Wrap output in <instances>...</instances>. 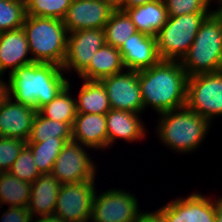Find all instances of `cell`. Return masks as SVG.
<instances>
[{
    "label": "cell",
    "instance_id": "obj_4",
    "mask_svg": "<svg viewBox=\"0 0 222 222\" xmlns=\"http://www.w3.org/2000/svg\"><path fill=\"white\" fill-rule=\"evenodd\" d=\"M22 28L33 62L62 67L68 41V31L63 20L26 15Z\"/></svg>",
    "mask_w": 222,
    "mask_h": 222
},
{
    "label": "cell",
    "instance_id": "obj_16",
    "mask_svg": "<svg viewBox=\"0 0 222 222\" xmlns=\"http://www.w3.org/2000/svg\"><path fill=\"white\" fill-rule=\"evenodd\" d=\"M37 110L9 97L0 107V137L28 140Z\"/></svg>",
    "mask_w": 222,
    "mask_h": 222
},
{
    "label": "cell",
    "instance_id": "obj_11",
    "mask_svg": "<svg viewBox=\"0 0 222 222\" xmlns=\"http://www.w3.org/2000/svg\"><path fill=\"white\" fill-rule=\"evenodd\" d=\"M216 198L198 191L177 197L158 210L165 222H215Z\"/></svg>",
    "mask_w": 222,
    "mask_h": 222
},
{
    "label": "cell",
    "instance_id": "obj_8",
    "mask_svg": "<svg viewBox=\"0 0 222 222\" xmlns=\"http://www.w3.org/2000/svg\"><path fill=\"white\" fill-rule=\"evenodd\" d=\"M135 194L122 188H110L94 194L89 222H136L142 210Z\"/></svg>",
    "mask_w": 222,
    "mask_h": 222
},
{
    "label": "cell",
    "instance_id": "obj_35",
    "mask_svg": "<svg viewBox=\"0 0 222 222\" xmlns=\"http://www.w3.org/2000/svg\"><path fill=\"white\" fill-rule=\"evenodd\" d=\"M136 222H165L161 212L156 209L154 212L141 211L137 217Z\"/></svg>",
    "mask_w": 222,
    "mask_h": 222
},
{
    "label": "cell",
    "instance_id": "obj_34",
    "mask_svg": "<svg viewBox=\"0 0 222 222\" xmlns=\"http://www.w3.org/2000/svg\"><path fill=\"white\" fill-rule=\"evenodd\" d=\"M5 211V212H4ZM0 215V222H31L32 216L27 207H8Z\"/></svg>",
    "mask_w": 222,
    "mask_h": 222
},
{
    "label": "cell",
    "instance_id": "obj_38",
    "mask_svg": "<svg viewBox=\"0 0 222 222\" xmlns=\"http://www.w3.org/2000/svg\"><path fill=\"white\" fill-rule=\"evenodd\" d=\"M31 222H67L64 219L59 218L55 214L42 215L32 218Z\"/></svg>",
    "mask_w": 222,
    "mask_h": 222
},
{
    "label": "cell",
    "instance_id": "obj_31",
    "mask_svg": "<svg viewBox=\"0 0 222 222\" xmlns=\"http://www.w3.org/2000/svg\"><path fill=\"white\" fill-rule=\"evenodd\" d=\"M8 172L30 184L41 174L34 162L33 153L27 145L22 148L18 158L14 161Z\"/></svg>",
    "mask_w": 222,
    "mask_h": 222
},
{
    "label": "cell",
    "instance_id": "obj_1",
    "mask_svg": "<svg viewBox=\"0 0 222 222\" xmlns=\"http://www.w3.org/2000/svg\"><path fill=\"white\" fill-rule=\"evenodd\" d=\"M188 76L179 61L161 60L138 71L144 110L150 107L157 114L179 109L186 104Z\"/></svg>",
    "mask_w": 222,
    "mask_h": 222
},
{
    "label": "cell",
    "instance_id": "obj_22",
    "mask_svg": "<svg viewBox=\"0 0 222 222\" xmlns=\"http://www.w3.org/2000/svg\"><path fill=\"white\" fill-rule=\"evenodd\" d=\"M136 30L156 37L168 19L163 0H153L144 5L125 10Z\"/></svg>",
    "mask_w": 222,
    "mask_h": 222
},
{
    "label": "cell",
    "instance_id": "obj_37",
    "mask_svg": "<svg viewBox=\"0 0 222 222\" xmlns=\"http://www.w3.org/2000/svg\"><path fill=\"white\" fill-rule=\"evenodd\" d=\"M153 0H123L121 5L117 8L121 11H125L128 8H134L137 6L144 5L148 2H151Z\"/></svg>",
    "mask_w": 222,
    "mask_h": 222
},
{
    "label": "cell",
    "instance_id": "obj_20",
    "mask_svg": "<svg viewBox=\"0 0 222 222\" xmlns=\"http://www.w3.org/2000/svg\"><path fill=\"white\" fill-rule=\"evenodd\" d=\"M61 183L51 173L40 174L31 184L28 210L32 216L54 214Z\"/></svg>",
    "mask_w": 222,
    "mask_h": 222
},
{
    "label": "cell",
    "instance_id": "obj_27",
    "mask_svg": "<svg viewBox=\"0 0 222 222\" xmlns=\"http://www.w3.org/2000/svg\"><path fill=\"white\" fill-rule=\"evenodd\" d=\"M106 44L120 48L132 34L136 33V27L125 11L116 9L109 21L105 24Z\"/></svg>",
    "mask_w": 222,
    "mask_h": 222
},
{
    "label": "cell",
    "instance_id": "obj_41",
    "mask_svg": "<svg viewBox=\"0 0 222 222\" xmlns=\"http://www.w3.org/2000/svg\"><path fill=\"white\" fill-rule=\"evenodd\" d=\"M213 12L220 18L222 23V7H217V9H213Z\"/></svg>",
    "mask_w": 222,
    "mask_h": 222
},
{
    "label": "cell",
    "instance_id": "obj_10",
    "mask_svg": "<svg viewBox=\"0 0 222 222\" xmlns=\"http://www.w3.org/2000/svg\"><path fill=\"white\" fill-rule=\"evenodd\" d=\"M95 186V180L61 184L54 214L67 222H89Z\"/></svg>",
    "mask_w": 222,
    "mask_h": 222
},
{
    "label": "cell",
    "instance_id": "obj_7",
    "mask_svg": "<svg viewBox=\"0 0 222 222\" xmlns=\"http://www.w3.org/2000/svg\"><path fill=\"white\" fill-rule=\"evenodd\" d=\"M185 106L211 123L222 116V71L188 77Z\"/></svg>",
    "mask_w": 222,
    "mask_h": 222
},
{
    "label": "cell",
    "instance_id": "obj_14",
    "mask_svg": "<svg viewBox=\"0 0 222 222\" xmlns=\"http://www.w3.org/2000/svg\"><path fill=\"white\" fill-rule=\"evenodd\" d=\"M116 8L104 0H72L63 24L68 33L82 29H104Z\"/></svg>",
    "mask_w": 222,
    "mask_h": 222
},
{
    "label": "cell",
    "instance_id": "obj_13",
    "mask_svg": "<svg viewBox=\"0 0 222 222\" xmlns=\"http://www.w3.org/2000/svg\"><path fill=\"white\" fill-rule=\"evenodd\" d=\"M108 95L111 109L144 113L138 71L125 70L100 81Z\"/></svg>",
    "mask_w": 222,
    "mask_h": 222
},
{
    "label": "cell",
    "instance_id": "obj_9",
    "mask_svg": "<svg viewBox=\"0 0 222 222\" xmlns=\"http://www.w3.org/2000/svg\"><path fill=\"white\" fill-rule=\"evenodd\" d=\"M86 149L93 150L74 141L67 142L59 153L51 174L61 184L95 180L97 165Z\"/></svg>",
    "mask_w": 222,
    "mask_h": 222
},
{
    "label": "cell",
    "instance_id": "obj_6",
    "mask_svg": "<svg viewBox=\"0 0 222 222\" xmlns=\"http://www.w3.org/2000/svg\"><path fill=\"white\" fill-rule=\"evenodd\" d=\"M212 12H195L168 17L156 35L157 50L161 60L180 61L187 53L201 23Z\"/></svg>",
    "mask_w": 222,
    "mask_h": 222
},
{
    "label": "cell",
    "instance_id": "obj_33",
    "mask_svg": "<svg viewBox=\"0 0 222 222\" xmlns=\"http://www.w3.org/2000/svg\"><path fill=\"white\" fill-rule=\"evenodd\" d=\"M25 145L21 139L0 137V173L8 172Z\"/></svg>",
    "mask_w": 222,
    "mask_h": 222
},
{
    "label": "cell",
    "instance_id": "obj_29",
    "mask_svg": "<svg viewBox=\"0 0 222 222\" xmlns=\"http://www.w3.org/2000/svg\"><path fill=\"white\" fill-rule=\"evenodd\" d=\"M72 0H28L26 14L63 20Z\"/></svg>",
    "mask_w": 222,
    "mask_h": 222
},
{
    "label": "cell",
    "instance_id": "obj_24",
    "mask_svg": "<svg viewBox=\"0 0 222 222\" xmlns=\"http://www.w3.org/2000/svg\"><path fill=\"white\" fill-rule=\"evenodd\" d=\"M70 82L68 81V85L50 103L38 110L43 117L73 125L77 112L76 98L70 89Z\"/></svg>",
    "mask_w": 222,
    "mask_h": 222
},
{
    "label": "cell",
    "instance_id": "obj_42",
    "mask_svg": "<svg viewBox=\"0 0 222 222\" xmlns=\"http://www.w3.org/2000/svg\"><path fill=\"white\" fill-rule=\"evenodd\" d=\"M210 1H211V3H212V2H213L214 4L216 3L218 7H222V0H214L215 2H214L213 0H210Z\"/></svg>",
    "mask_w": 222,
    "mask_h": 222
},
{
    "label": "cell",
    "instance_id": "obj_19",
    "mask_svg": "<svg viewBox=\"0 0 222 222\" xmlns=\"http://www.w3.org/2000/svg\"><path fill=\"white\" fill-rule=\"evenodd\" d=\"M72 141L97 151L108 149L106 114L77 113L72 125Z\"/></svg>",
    "mask_w": 222,
    "mask_h": 222
},
{
    "label": "cell",
    "instance_id": "obj_26",
    "mask_svg": "<svg viewBox=\"0 0 222 222\" xmlns=\"http://www.w3.org/2000/svg\"><path fill=\"white\" fill-rule=\"evenodd\" d=\"M65 139L72 141V125L43 117L38 111L34 116L27 142Z\"/></svg>",
    "mask_w": 222,
    "mask_h": 222
},
{
    "label": "cell",
    "instance_id": "obj_21",
    "mask_svg": "<svg viewBox=\"0 0 222 222\" xmlns=\"http://www.w3.org/2000/svg\"><path fill=\"white\" fill-rule=\"evenodd\" d=\"M118 48L105 44L97 50L89 65L78 75L80 79L101 81L103 78L125 71Z\"/></svg>",
    "mask_w": 222,
    "mask_h": 222
},
{
    "label": "cell",
    "instance_id": "obj_25",
    "mask_svg": "<svg viewBox=\"0 0 222 222\" xmlns=\"http://www.w3.org/2000/svg\"><path fill=\"white\" fill-rule=\"evenodd\" d=\"M31 184L18 179L9 172L0 173V208L28 207Z\"/></svg>",
    "mask_w": 222,
    "mask_h": 222
},
{
    "label": "cell",
    "instance_id": "obj_43",
    "mask_svg": "<svg viewBox=\"0 0 222 222\" xmlns=\"http://www.w3.org/2000/svg\"><path fill=\"white\" fill-rule=\"evenodd\" d=\"M12 1L20 2L23 3L24 5H26L28 2V0H12Z\"/></svg>",
    "mask_w": 222,
    "mask_h": 222
},
{
    "label": "cell",
    "instance_id": "obj_23",
    "mask_svg": "<svg viewBox=\"0 0 222 222\" xmlns=\"http://www.w3.org/2000/svg\"><path fill=\"white\" fill-rule=\"evenodd\" d=\"M82 80L76 98V112L106 114L110 109L108 95L100 81Z\"/></svg>",
    "mask_w": 222,
    "mask_h": 222
},
{
    "label": "cell",
    "instance_id": "obj_2",
    "mask_svg": "<svg viewBox=\"0 0 222 222\" xmlns=\"http://www.w3.org/2000/svg\"><path fill=\"white\" fill-rule=\"evenodd\" d=\"M62 67L52 63H32L15 69L8 76L9 97L37 111L50 103L67 85Z\"/></svg>",
    "mask_w": 222,
    "mask_h": 222
},
{
    "label": "cell",
    "instance_id": "obj_30",
    "mask_svg": "<svg viewBox=\"0 0 222 222\" xmlns=\"http://www.w3.org/2000/svg\"><path fill=\"white\" fill-rule=\"evenodd\" d=\"M26 6L12 0H0V33L22 28Z\"/></svg>",
    "mask_w": 222,
    "mask_h": 222
},
{
    "label": "cell",
    "instance_id": "obj_3",
    "mask_svg": "<svg viewBox=\"0 0 222 222\" xmlns=\"http://www.w3.org/2000/svg\"><path fill=\"white\" fill-rule=\"evenodd\" d=\"M158 117L156 137L178 155L193 153L201 147L212 126L186 106L158 114Z\"/></svg>",
    "mask_w": 222,
    "mask_h": 222
},
{
    "label": "cell",
    "instance_id": "obj_40",
    "mask_svg": "<svg viewBox=\"0 0 222 222\" xmlns=\"http://www.w3.org/2000/svg\"><path fill=\"white\" fill-rule=\"evenodd\" d=\"M112 4L116 9L121 5L123 0H104Z\"/></svg>",
    "mask_w": 222,
    "mask_h": 222
},
{
    "label": "cell",
    "instance_id": "obj_17",
    "mask_svg": "<svg viewBox=\"0 0 222 222\" xmlns=\"http://www.w3.org/2000/svg\"><path fill=\"white\" fill-rule=\"evenodd\" d=\"M23 28L0 33V74H11L15 69L34 63ZM29 56V57H28Z\"/></svg>",
    "mask_w": 222,
    "mask_h": 222
},
{
    "label": "cell",
    "instance_id": "obj_5",
    "mask_svg": "<svg viewBox=\"0 0 222 222\" xmlns=\"http://www.w3.org/2000/svg\"><path fill=\"white\" fill-rule=\"evenodd\" d=\"M179 62L188 77L222 71V23L214 12L201 23L194 42Z\"/></svg>",
    "mask_w": 222,
    "mask_h": 222
},
{
    "label": "cell",
    "instance_id": "obj_32",
    "mask_svg": "<svg viewBox=\"0 0 222 222\" xmlns=\"http://www.w3.org/2000/svg\"><path fill=\"white\" fill-rule=\"evenodd\" d=\"M168 17L195 12H213L210 0H163Z\"/></svg>",
    "mask_w": 222,
    "mask_h": 222
},
{
    "label": "cell",
    "instance_id": "obj_36",
    "mask_svg": "<svg viewBox=\"0 0 222 222\" xmlns=\"http://www.w3.org/2000/svg\"><path fill=\"white\" fill-rule=\"evenodd\" d=\"M3 76L0 74V107L9 98V83L4 81Z\"/></svg>",
    "mask_w": 222,
    "mask_h": 222
},
{
    "label": "cell",
    "instance_id": "obj_39",
    "mask_svg": "<svg viewBox=\"0 0 222 222\" xmlns=\"http://www.w3.org/2000/svg\"><path fill=\"white\" fill-rule=\"evenodd\" d=\"M216 197L215 222H222V197Z\"/></svg>",
    "mask_w": 222,
    "mask_h": 222
},
{
    "label": "cell",
    "instance_id": "obj_15",
    "mask_svg": "<svg viewBox=\"0 0 222 222\" xmlns=\"http://www.w3.org/2000/svg\"><path fill=\"white\" fill-rule=\"evenodd\" d=\"M119 51L126 70L148 69L161 61L156 37L138 31L121 45Z\"/></svg>",
    "mask_w": 222,
    "mask_h": 222
},
{
    "label": "cell",
    "instance_id": "obj_28",
    "mask_svg": "<svg viewBox=\"0 0 222 222\" xmlns=\"http://www.w3.org/2000/svg\"><path fill=\"white\" fill-rule=\"evenodd\" d=\"M67 143L65 139L26 142L33 153L34 162L41 174L51 173L54 163Z\"/></svg>",
    "mask_w": 222,
    "mask_h": 222
},
{
    "label": "cell",
    "instance_id": "obj_18",
    "mask_svg": "<svg viewBox=\"0 0 222 222\" xmlns=\"http://www.w3.org/2000/svg\"><path fill=\"white\" fill-rule=\"evenodd\" d=\"M140 116L142 114L117 109H110L106 113L109 149L118 139L127 141V143H136L146 138L147 128Z\"/></svg>",
    "mask_w": 222,
    "mask_h": 222
},
{
    "label": "cell",
    "instance_id": "obj_12",
    "mask_svg": "<svg viewBox=\"0 0 222 222\" xmlns=\"http://www.w3.org/2000/svg\"><path fill=\"white\" fill-rule=\"evenodd\" d=\"M106 44L104 29H82L68 33L66 56L62 65L65 74H80L97 50Z\"/></svg>",
    "mask_w": 222,
    "mask_h": 222
}]
</instances>
